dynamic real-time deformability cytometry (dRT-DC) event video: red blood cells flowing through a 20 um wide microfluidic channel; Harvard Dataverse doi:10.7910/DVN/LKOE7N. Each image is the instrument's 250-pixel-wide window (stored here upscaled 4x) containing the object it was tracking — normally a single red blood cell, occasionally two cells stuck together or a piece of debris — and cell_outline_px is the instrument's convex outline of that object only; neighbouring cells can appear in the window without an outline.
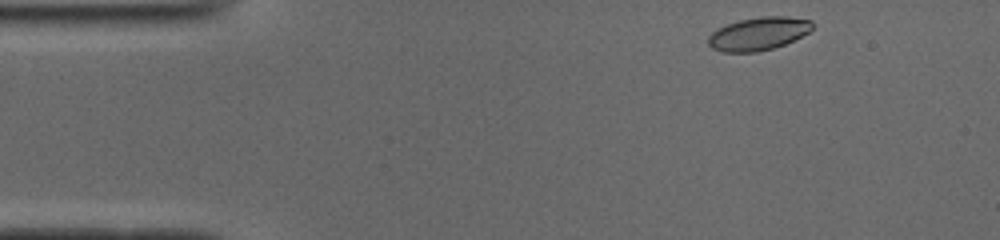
{"species": "common noctule bat (a hibernating species)", "species_latin": "Nyctalus noctula", "temperature_condition": "cold", "stored_images_in_passage": 46, "camera_frame_rate_fps": 3000, "um_per_image_px": 0.085, "animal": {"sex": "male", "body_mass_g": 19.0, "forearm_length_mm": 50.8}, "frame": {"image": 1, "passage_image": 1, "time_ms": 0.0, "image_size_px": [1000, 240], "cell_outline_px": [[812, 28], [808, 32], [784, 44], [772, 48], [756, 52], [724, 52], [712, 48], [708, 44], [708, 36], [716, 28], [740, 20], [764, 16], [788, 16], [812, 20]], "centroid_in_image_um": [64.44, 2.86], "position_along_channel_um": 20.6, "area_um2": 19.88}}
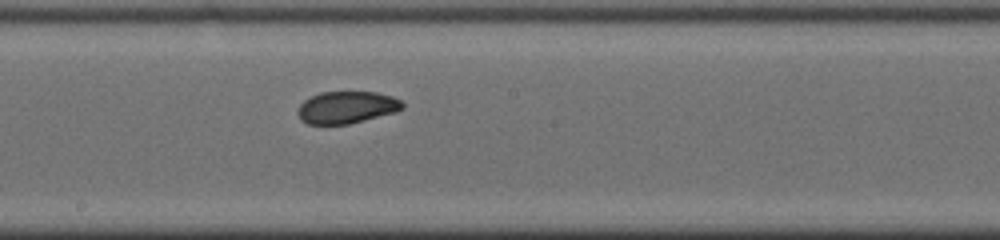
{"frame": {"image": 2, "passage_image": 22, "time_ms": 7.0, "image_size_px": [1000, 240], "cell_outline_px": [[404, 108], [396, 112], [348, 124], [308, 124], [300, 120], [300, 104], [304, 100], [320, 92], [376, 92], [392, 96], [400, 100], [404, 104]], "centroid_in_image_um": [29.5, 9.12], "position_along_channel_um": 218.7, "area_um2": 19.42}}
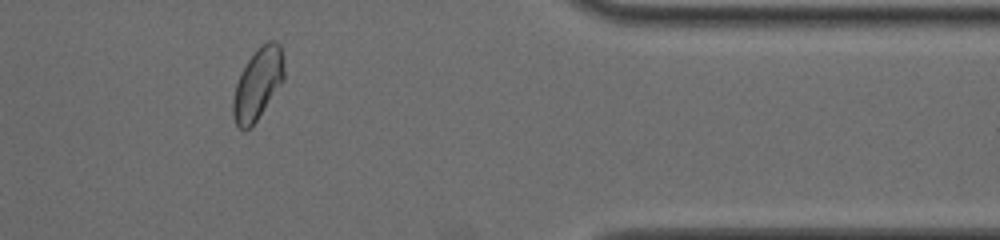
{"frame": {"image": 3, "passage_image": 37, "time_ms": 12.0, "image_size_px": [1000, 240], "cell_outline_px": [[284, 80], [256, 120], [244, 132], [236, 124], [232, 116], [232, 100], [236, 84], [248, 60], [256, 48], [268, 40], [276, 40], [280, 44], [284, 72]], "centroid_in_image_um": [21.9, 7.11], "position_along_channel_um": 389.5, "area_um2": 20.98}, "authors_computed_cell_mechanics": {"area_um2": 20.2589, "velocity_mm_per_s": 3.906, "shape_relaxation_time_tau1_ms": 4.8645, "shape_relaxation_time_tau2_ms": 1.4159, "deformation_change_tau1": 0.1293, "deformation_change_tau2": 0.0437}}